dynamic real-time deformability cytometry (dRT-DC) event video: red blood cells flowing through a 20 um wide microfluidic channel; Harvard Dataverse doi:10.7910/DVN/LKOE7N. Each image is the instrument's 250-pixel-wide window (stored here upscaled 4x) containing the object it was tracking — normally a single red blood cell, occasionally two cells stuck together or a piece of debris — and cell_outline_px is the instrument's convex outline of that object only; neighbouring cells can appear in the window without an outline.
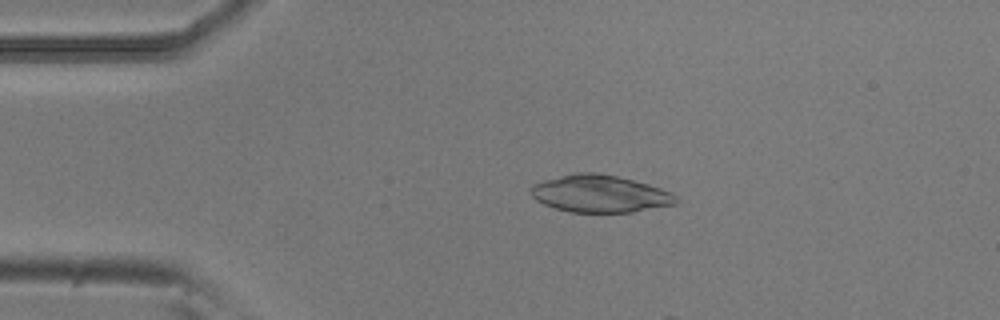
{"species": "common noctule bat (a hibernating species)", "species_latin": "Nyctalus noctula", "temperature_condition": "room temperature", "stored_images_in_passage": 10, "camera_frame_rate_fps": 3000, "um_per_image_px": 0.085, "animal": {"sex": "male", "body_mass_g": 20.5, "forearm_length_mm": 52.5}, "frame": {"image": 1, "passage_image": 3, "time_ms": 0.667, "image_size_px": [1000, 320], "cell_outline_px": [[680, 200], [676, 204], [632, 212], [568, 212], [544, 204], [536, 200], [532, 196], [532, 184], [544, 180], [576, 172], [592, 172], [616, 176], [648, 184], [660, 188], [676, 196]], "centroid_in_image_um": [50.99, 16.47], "position_along_channel_um": 34.0, "area_um2": 31.27}}
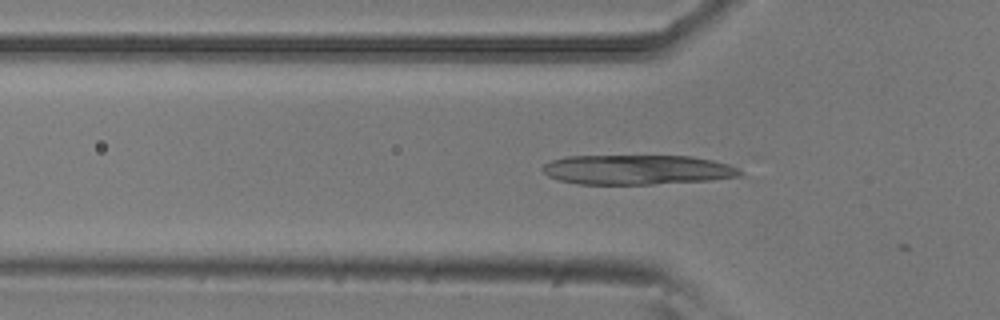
{"frame": {"image": 2, "passage_image": 9, "time_ms": 2.667, "image_size_px": [1000, 320], "cell_outline_px": [[744, 172], [740, 176], [708, 180], [652, 184], [580, 184], [560, 180], [548, 176], [540, 168], [544, 164], [552, 160], [568, 156], [692, 156], [712, 160], [728, 164], [740, 168]], "centroid_in_image_um": [54.17, 14.42], "position_along_channel_um": 71.6, "area_um2": 34.16}}